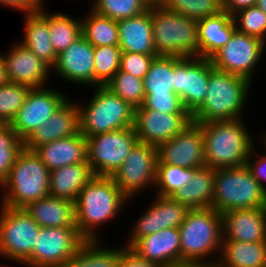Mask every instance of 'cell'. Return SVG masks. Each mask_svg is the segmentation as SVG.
Masks as SVG:
<instances>
[{
	"label": "cell",
	"mask_w": 266,
	"mask_h": 267,
	"mask_svg": "<svg viewBox=\"0 0 266 267\" xmlns=\"http://www.w3.org/2000/svg\"><path fill=\"white\" fill-rule=\"evenodd\" d=\"M22 149L23 141L12 129L10 123H0V185L8 176Z\"/></svg>",
	"instance_id": "obj_41"
},
{
	"label": "cell",
	"mask_w": 266,
	"mask_h": 267,
	"mask_svg": "<svg viewBox=\"0 0 266 267\" xmlns=\"http://www.w3.org/2000/svg\"><path fill=\"white\" fill-rule=\"evenodd\" d=\"M157 55L199 57L198 21L165 8H151Z\"/></svg>",
	"instance_id": "obj_7"
},
{
	"label": "cell",
	"mask_w": 266,
	"mask_h": 267,
	"mask_svg": "<svg viewBox=\"0 0 266 267\" xmlns=\"http://www.w3.org/2000/svg\"><path fill=\"white\" fill-rule=\"evenodd\" d=\"M157 150L158 164L195 169L206 166L202 129L194 122L180 134L160 144Z\"/></svg>",
	"instance_id": "obj_17"
},
{
	"label": "cell",
	"mask_w": 266,
	"mask_h": 267,
	"mask_svg": "<svg viewBox=\"0 0 266 267\" xmlns=\"http://www.w3.org/2000/svg\"><path fill=\"white\" fill-rule=\"evenodd\" d=\"M143 106L162 113H189L175 93H145Z\"/></svg>",
	"instance_id": "obj_44"
},
{
	"label": "cell",
	"mask_w": 266,
	"mask_h": 267,
	"mask_svg": "<svg viewBox=\"0 0 266 267\" xmlns=\"http://www.w3.org/2000/svg\"><path fill=\"white\" fill-rule=\"evenodd\" d=\"M178 229L181 241V264L215 267L216 262L207 261L206 258L221 252L223 240L221 213L211 207L190 209Z\"/></svg>",
	"instance_id": "obj_2"
},
{
	"label": "cell",
	"mask_w": 266,
	"mask_h": 267,
	"mask_svg": "<svg viewBox=\"0 0 266 267\" xmlns=\"http://www.w3.org/2000/svg\"><path fill=\"white\" fill-rule=\"evenodd\" d=\"M220 257L215 267H266V241L222 240Z\"/></svg>",
	"instance_id": "obj_31"
},
{
	"label": "cell",
	"mask_w": 266,
	"mask_h": 267,
	"mask_svg": "<svg viewBox=\"0 0 266 267\" xmlns=\"http://www.w3.org/2000/svg\"><path fill=\"white\" fill-rule=\"evenodd\" d=\"M118 267H159V266L146 259H142L130 248H127L122 254Z\"/></svg>",
	"instance_id": "obj_48"
},
{
	"label": "cell",
	"mask_w": 266,
	"mask_h": 267,
	"mask_svg": "<svg viewBox=\"0 0 266 267\" xmlns=\"http://www.w3.org/2000/svg\"><path fill=\"white\" fill-rule=\"evenodd\" d=\"M257 0H222V10L233 15L237 11L256 5Z\"/></svg>",
	"instance_id": "obj_49"
},
{
	"label": "cell",
	"mask_w": 266,
	"mask_h": 267,
	"mask_svg": "<svg viewBox=\"0 0 266 267\" xmlns=\"http://www.w3.org/2000/svg\"><path fill=\"white\" fill-rule=\"evenodd\" d=\"M69 100L23 140L24 149L34 151L41 145L80 132L78 103Z\"/></svg>",
	"instance_id": "obj_19"
},
{
	"label": "cell",
	"mask_w": 266,
	"mask_h": 267,
	"mask_svg": "<svg viewBox=\"0 0 266 267\" xmlns=\"http://www.w3.org/2000/svg\"><path fill=\"white\" fill-rule=\"evenodd\" d=\"M191 123L190 113H162L143 105L135 109L134 130L138 141L155 147L180 134Z\"/></svg>",
	"instance_id": "obj_16"
},
{
	"label": "cell",
	"mask_w": 266,
	"mask_h": 267,
	"mask_svg": "<svg viewBox=\"0 0 266 267\" xmlns=\"http://www.w3.org/2000/svg\"><path fill=\"white\" fill-rule=\"evenodd\" d=\"M158 55H145L141 53H122L120 70L133 76L144 79L154 57Z\"/></svg>",
	"instance_id": "obj_45"
},
{
	"label": "cell",
	"mask_w": 266,
	"mask_h": 267,
	"mask_svg": "<svg viewBox=\"0 0 266 267\" xmlns=\"http://www.w3.org/2000/svg\"><path fill=\"white\" fill-rule=\"evenodd\" d=\"M165 267H200V266L195 265V264L182 263V264H176V265L165 266Z\"/></svg>",
	"instance_id": "obj_53"
},
{
	"label": "cell",
	"mask_w": 266,
	"mask_h": 267,
	"mask_svg": "<svg viewBox=\"0 0 266 267\" xmlns=\"http://www.w3.org/2000/svg\"><path fill=\"white\" fill-rule=\"evenodd\" d=\"M8 82L9 80L7 77V71L3 59V54H0V86L7 84Z\"/></svg>",
	"instance_id": "obj_50"
},
{
	"label": "cell",
	"mask_w": 266,
	"mask_h": 267,
	"mask_svg": "<svg viewBox=\"0 0 266 267\" xmlns=\"http://www.w3.org/2000/svg\"><path fill=\"white\" fill-rule=\"evenodd\" d=\"M213 68L210 59L173 56V91L190 114L203 103Z\"/></svg>",
	"instance_id": "obj_12"
},
{
	"label": "cell",
	"mask_w": 266,
	"mask_h": 267,
	"mask_svg": "<svg viewBox=\"0 0 266 267\" xmlns=\"http://www.w3.org/2000/svg\"><path fill=\"white\" fill-rule=\"evenodd\" d=\"M232 18L237 31L266 41V14L259 7L241 9Z\"/></svg>",
	"instance_id": "obj_43"
},
{
	"label": "cell",
	"mask_w": 266,
	"mask_h": 267,
	"mask_svg": "<svg viewBox=\"0 0 266 267\" xmlns=\"http://www.w3.org/2000/svg\"><path fill=\"white\" fill-rule=\"evenodd\" d=\"M157 164V147L138 141L112 178L129 201L147 185L155 187Z\"/></svg>",
	"instance_id": "obj_13"
},
{
	"label": "cell",
	"mask_w": 266,
	"mask_h": 267,
	"mask_svg": "<svg viewBox=\"0 0 266 267\" xmlns=\"http://www.w3.org/2000/svg\"><path fill=\"white\" fill-rule=\"evenodd\" d=\"M250 85L246 78L213 68L205 99L191 114L192 122L205 124L240 119Z\"/></svg>",
	"instance_id": "obj_3"
},
{
	"label": "cell",
	"mask_w": 266,
	"mask_h": 267,
	"mask_svg": "<svg viewBox=\"0 0 266 267\" xmlns=\"http://www.w3.org/2000/svg\"><path fill=\"white\" fill-rule=\"evenodd\" d=\"M221 215L223 240L266 241V208L237 209Z\"/></svg>",
	"instance_id": "obj_22"
},
{
	"label": "cell",
	"mask_w": 266,
	"mask_h": 267,
	"mask_svg": "<svg viewBox=\"0 0 266 267\" xmlns=\"http://www.w3.org/2000/svg\"><path fill=\"white\" fill-rule=\"evenodd\" d=\"M52 69L66 81L94 86V46L81 35L57 55Z\"/></svg>",
	"instance_id": "obj_20"
},
{
	"label": "cell",
	"mask_w": 266,
	"mask_h": 267,
	"mask_svg": "<svg viewBox=\"0 0 266 267\" xmlns=\"http://www.w3.org/2000/svg\"><path fill=\"white\" fill-rule=\"evenodd\" d=\"M147 9L164 8L167 0H141Z\"/></svg>",
	"instance_id": "obj_51"
},
{
	"label": "cell",
	"mask_w": 266,
	"mask_h": 267,
	"mask_svg": "<svg viewBox=\"0 0 266 267\" xmlns=\"http://www.w3.org/2000/svg\"><path fill=\"white\" fill-rule=\"evenodd\" d=\"M121 54L119 46L94 47V87L105 86L119 71Z\"/></svg>",
	"instance_id": "obj_37"
},
{
	"label": "cell",
	"mask_w": 266,
	"mask_h": 267,
	"mask_svg": "<svg viewBox=\"0 0 266 267\" xmlns=\"http://www.w3.org/2000/svg\"><path fill=\"white\" fill-rule=\"evenodd\" d=\"M90 12L87 18L81 19L82 36L94 47L119 46L117 21Z\"/></svg>",
	"instance_id": "obj_33"
},
{
	"label": "cell",
	"mask_w": 266,
	"mask_h": 267,
	"mask_svg": "<svg viewBox=\"0 0 266 267\" xmlns=\"http://www.w3.org/2000/svg\"><path fill=\"white\" fill-rule=\"evenodd\" d=\"M241 121L240 118L198 124L204 137L206 166L220 169L246 165L248 155L255 145Z\"/></svg>",
	"instance_id": "obj_4"
},
{
	"label": "cell",
	"mask_w": 266,
	"mask_h": 267,
	"mask_svg": "<svg viewBox=\"0 0 266 267\" xmlns=\"http://www.w3.org/2000/svg\"><path fill=\"white\" fill-rule=\"evenodd\" d=\"M195 168H183L169 164H157L155 186L156 195L172 196L183 188L193 176Z\"/></svg>",
	"instance_id": "obj_38"
},
{
	"label": "cell",
	"mask_w": 266,
	"mask_h": 267,
	"mask_svg": "<svg viewBox=\"0 0 266 267\" xmlns=\"http://www.w3.org/2000/svg\"><path fill=\"white\" fill-rule=\"evenodd\" d=\"M44 9L25 16V34L20 43L52 68L55 65L57 54L50 39L49 15Z\"/></svg>",
	"instance_id": "obj_29"
},
{
	"label": "cell",
	"mask_w": 266,
	"mask_h": 267,
	"mask_svg": "<svg viewBox=\"0 0 266 267\" xmlns=\"http://www.w3.org/2000/svg\"><path fill=\"white\" fill-rule=\"evenodd\" d=\"M31 87L8 82L0 86V123H10L24 105Z\"/></svg>",
	"instance_id": "obj_40"
},
{
	"label": "cell",
	"mask_w": 266,
	"mask_h": 267,
	"mask_svg": "<svg viewBox=\"0 0 266 267\" xmlns=\"http://www.w3.org/2000/svg\"><path fill=\"white\" fill-rule=\"evenodd\" d=\"M50 39L56 54L65 51L81 35V19L64 13L49 14Z\"/></svg>",
	"instance_id": "obj_34"
},
{
	"label": "cell",
	"mask_w": 266,
	"mask_h": 267,
	"mask_svg": "<svg viewBox=\"0 0 266 267\" xmlns=\"http://www.w3.org/2000/svg\"><path fill=\"white\" fill-rule=\"evenodd\" d=\"M0 256L23 263L35 247L40 226L24 209L0 205Z\"/></svg>",
	"instance_id": "obj_10"
},
{
	"label": "cell",
	"mask_w": 266,
	"mask_h": 267,
	"mask_svg": "<svg viewBox=\"0 0 266 267\" xmlns=\"http://www.w3.org/2000/svg\"><path fill=\"white\" fill-rule=\"evenodd\" d=\"M105 87L135 109L144 104V83L139 77L119 69Z\"/></svg>",
	"instance_id": "obj_36"
},
{
	"label": "cell",
	"mask_w": 266,
	"mask_h": 267,
	"mask_svg": "<svg viewBox=\"0 0 266 267\" xmlns=\"http://www.w3.org/2000/svg\"><path fill=\"white\" fill-rule=\"evenodd\" d=\"M127 200L112 177L94 176L75 201L79 234L85 240H98L97 227L115 218L126 206Z\"/></svg>",
	"instance_id": "obj_1"
},
{
	"label": "cell",
	"mask_w": 266,
	"mask_h": 267,
	"mask_svg": "<svg viewBox=\"0 0 266 267\" xmlns=\"http://www.w3.org/2000/svg\"><path fill=\"white\" fill-rule=\"evenodd\" d=\"M266 147V139L265 137L262 136V140ZM255 148L253 147L250 151V154L248 155V159L246 160V166L250 170L251 174L253 177L259 182L261 187L266 191V185H264V181L266 182V155L263 153L261 156L260 154H255L254 150ZM254 155V156H253ZM255 157V161L253 160ZM252 157V158H251ZM264 180V181H263Z\"/></svg>",
	"instance_id": "obj_46"
},
{
	"label": "cell",
	"mask_w": 266,
	"mask_h": 267,
	"mask_svg": "<svg viewBox=\"0 0 266 267\" xmlns=\"http://www.w3.org/2000/svg\"><path fill=\"white\" fill-rule=\"evenodd\" d=\"M122 53L157 55L153 41L150 9L142 14L117 21Z\"/></svg>",
	"instance_id": "obj_24"
},
{
	"label": "cell",
	"mask_w": 266,
	"mask_h": 267,
	"mask_svg": "<svg viewBox=\"0 0 266 267\" xmlns=\"http://www.w3.org/2000/svg\"><path fill=\"white\" fill-rule=\"evenodd\" d=\"M94 176L88 162L52 170L49 177V196L75 203L79 192Z\"/></svg>",
	"instance_id": "obj_28"
},
{
	"label": "cell",
	"mask_w": 266,
	"mask_h": 267,
	"mask_svg": "<svg viewBox=\"0 0 266 267\" xmlns=\"http://www.w3.org/2000/svg\"><path fill=\"white\" fill-rule=\"evenodd\" d=\"M87 162L95 176L112 177L138 142L134 127L90 136Z\"/></svg>",
	"instance_id": "obj_9"
},
{
	"label": "cell",
	"mask_w": 266,
	"mask_h": 267,
	"mask_svg": "<svg viewBox=\"0 0 266 267\" xmlns=\"http://www.w3.org/2000/svg\"><path fill=\"white\" fill-rule=\"evenodd\" d=\"M99 240H85L76 254L61 267H118L127 247L106 249L99 245Z\"/></svg>",
	"instance_id": "obj_32"
},
{
	"label": "cell",
	"mask_w": 266,
	"mask_h": 267,
	"mask_svg": "<svg viewBox=\"0 0 266 267\" xmlns=\"http://www.w3.org/2000/svg\"><path fill=\"white\" fill-rule=\"evenodd\" d=\"M266 42L235 30L229 42L211 58L215 69L238 75L252 82Z\"/></svg>",
	"instance_id": "obj_14"
},
{
	"label": "cell",
	"mask_w": 266,
	"mask_h": 267,
	"mask_svg": "<svg viewBox=\"0 0 266 267\" xmlns=\"http://www.w3.org/2000/svg\"><path fill=\"white\" fill-rule=\"evenodd\" d=\"M67 95L56 89L31 88L24 105L19 109L10 126L23 141L43 124L67 100Z\"/></svg>",
	"instance_id": "obj_15"
},
{
	"label": "cell",
	"mask_w": 266,
	"mask_h": 267,
	"mask_svg": "<svg viewBox=\"0 0 266 267\" xmlns=\"http://www.w3.org/2000/svg\"><path fill=\"white\" fill-rule=\"evenodd\" d=\"M130 249L159 267L181 264L180 232L175 227L140 238Z\"/></svg>",
	"instance_id": "obj_23"
},
{
	"label": "cell",
	"mask_w": 266,
	"mask_h": 267,
	"mask_svg": "<svg viewBox=\"0 0 266 267\" xmlns=\"http://www.w3.org/2000/svg\"><path fill=\"white\" fill-rule=\"evenodd\" d=\"M84 241L77 227H40L35 247L23 265L61 267L76 254Z\"/></svg>",
	"instance_id": "obj_11"
},
{
	"label": "cell",
	"mask_w": 266,
	"mask_h": 267,
	"mask_svg": "<svg viewBox=\"0 0 266 267\" xmlns=\"http://www.w3.org/2000/svg\"><path fill=\"white\" fill-rule=\"evenodd\" d=\"M235 30L232 15L226 11L198 20L199 57L210 59L229 42Z\"/></svg>",
	"instance_id": "obj_27"
},
{
	"label": "cell",
	"mask_w": 266,
	"mask_h": 267,
	"mask_svg": "<svg viewBox=\"0 0 266 267\" xmlns=\"http://www.w3.org/2000/svg\"><path fill=\"white\" fill-rule=\"evenodd\" d=\"M149 207L133 226L131 238L125 244L127 248H131L140 238L162 229L179 228L190 210L172 196L161 195H157Z\"/></svg>",
	"instance_id": "obj_18"
},
{
	"label": "cell",
	"mask_w": 266,
	"mask_h": 267,
	"mask_svg": "<svg viewBox=\"0 0 266 267\" xmlns=\"http://www.w3.org/2000/svg\"><path fill=\"white\" fill-rule=\"evenodd\" d=\"M12 47L8 54H3L9 82L44 87L52 68L20 42Z\"/></svg>",
	"instance_id": "obj_21"
},
{
	"label": "cell",
	"mask_w": 266,
	"mask_h": 267,
	"mask_svg": "<svg viewBox=\"0 0 266 267\" xmlns=\"http://www.w3.org/2000/svg\"><path fill=\"white\" fill-rule=\"evenodd\" d=\"M95 88L86 107L78 104L80 132L88 138L134 127L135 108L105 86Z\"/></svg>",
	"instance_id": "obj_8"
},
{
	"label": "cell",
	"mask_w": 266,
	"mask_h": 267,
	"mask_svg": "<svg viewBox=\"0 0 266 267\" xmlns=\"http://www.w3.org/2000/svg\"><path fill=\"white\" fill-rule=\"evenodd\" d=\"M40 227H76L75 203L47 196L23 208Z\"/></svg>",
	"instance_id": "obj_26"
},
{
	"label": "cell",
	"mask_w": 266,
	"mask_h": 267,
	"mask_svg": "<svg viewBox=\"0 0 266 267\" xmlns=\"http://www.w3.org/2000/svg\"><path fill=\"white\" fill-rule=\"evenodd\" d=\"M164 8L197 21L223 11L222 0H167Z\"/></svg>",
	"instance_id": "obj_39"
},
{
	"label": "cell",
	"mask_w": 266,
	"mask_h": 267,
	"mask_svg": "<svg viewBox=\"0 0 266 267\" xmlns=\"http://www.w3.org/2000/svg\"><path fill=\"white\" fill-rule=\"evenodd\" d=\"M143 83L144 93H175L173 91V56L154 57Z\"/></svg>",
	"instance_id": "obj_35"
},
{
	"label": "cell",
	"mask_w": 266,
	"mask_h": 267,
	"mask_svg": "<svg viewBox=\"0 0 266 267\" xmlns=\"http://www.w3.org/2000/svg\"><path fill=\"white\" fill-rule=\"evenodd\" d=\"M43 2L44 0H0L1 5L23 11L25 15L39 12L44 7Z\"/></svg>",
	"instance_id": "obj_47"
},
{
	"label": "cell",
	"mask_w": 266,
	"mask_h": 267,
	"mask_svg": "<svg viewBox=\"0 0 266 267\" xmlns=\"http://www.w3.org/2000/svg\"><path fill=\"white\" fill-rule=\"evenodd\" d=\"M215 169L210 166L197 168L186 185L172 197L189 209L212 208Z\"/></svg>",
	"instance_id": "obj_30"
},
{
	"label": "cell",
	"mask_w": 266,
	"mask_h": 267,
	"mask_svg": "<svg viewBox=\"0 0 266 267\" xmlns=\"http://www.w3.org/2000/svg\"><path fill=\"white\" fill-rule=\"evenodd\" d=\"M256 6L266 14V0H257Z\"/></svg>",
	"instance_id": "obj_52"
},
{
	"label": "cell",
	"mask_w": 266,
	"mask_h": 267,
	"mask_svg": "<svg viewBox=\"0 0 266 267\" xmlns=\"http://www.w3.org/2000/svg\"><path fill=\"white\" fill-rule=\"evenodd\" d=\"M49 177V169L35 151L23 148L0 185L4 189L1 205L23 209L31 202L49 196Z\"/></svg>",
	"instance_id": "obj_5"
},
{
	"label": "cell",
	"mask_w": 266,
	"mask_h": 267,
	"mask_svg": "<svg viewBox=\"0 0 266 267\" xmlns=\"http://www.w3.org/2000/svg\"><path fill=\"white\" fill-rule=\"evenodd\" d=\"M34 151L49 171L87 162V140L81 132L41 145Z\"/></svg>",
	"instance_id": "obj_25"
},
{
	"label": "cell",
	"mask_w": 266,
	"mask_h": 267,
	"mask_svg": "<svg viewBox=\"0 0 266 267\" xmlns=\"http://www.w3.org/2000/svg\"><path fill=\"white\" fill-rule=\"evenodd\" d=\"M92 8L97 14L115 21L138 16L148 10L141 0H95Z\"/></svg>",
	"instance_id": "obj_42"
},
{
	"label": "cell",
	"mask_w": 266,
	"mask_h": 267,
	"mask_svg": "<svg viewBox=\"0 0 266 267\" xmlns=\"http://www.w3.org/2000/svg\"><path fill=\"white\" fill-rule=\"evenodd\" d=\"M212 208L219 213L266 208V191L246 165L215 169Z\"/></svg>",
	"instance_id": "obj_6"
}]
</instances>
